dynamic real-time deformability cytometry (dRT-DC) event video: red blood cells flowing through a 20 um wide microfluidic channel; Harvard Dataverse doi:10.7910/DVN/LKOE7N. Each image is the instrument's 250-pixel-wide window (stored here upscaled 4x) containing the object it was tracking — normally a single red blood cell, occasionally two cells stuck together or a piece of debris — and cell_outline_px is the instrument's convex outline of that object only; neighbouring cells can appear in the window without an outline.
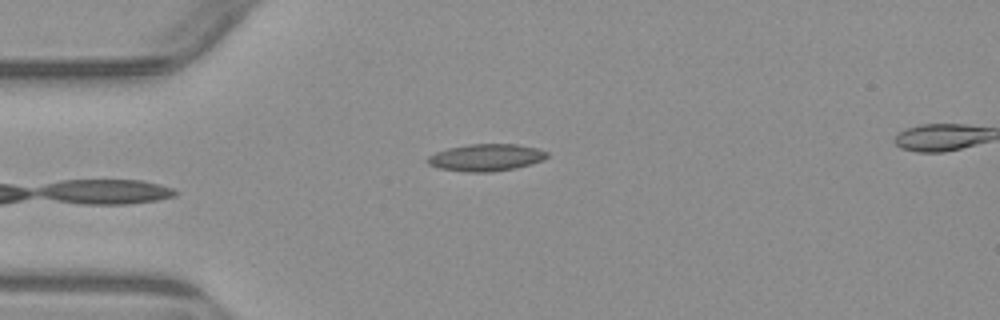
{"species": "common noctule bat (a hibernating species)", "species_latin": "Nyctalus noctula", "temperature_condition": "warm", "stored_images_in_passage": 5, "camera_frame_rate_fps": 3000, "um_per_image_px": 0.085, "animal": {"sex": "male", "body_mass_g": 23.1, "forearm_length_mm": 52.7}, "frame": {"image": 1, "passage_image": 5, "time_ms": 4.667, "image_size_px": [1000, 320], "cell_outline_px": [[548, 156], [544, 160], [516, 168], [492, 172], [468, 172], [440, 168], [428, 164], [424, 160], [428, 156], [436, 152], [448, 148], [468, 144], [516, 144], [536, 148], [548, 152]], "centroid_in_image_um": [41.3, 13.39], "position_along_channel_um": 43.7, "area_um2": 18.9}}